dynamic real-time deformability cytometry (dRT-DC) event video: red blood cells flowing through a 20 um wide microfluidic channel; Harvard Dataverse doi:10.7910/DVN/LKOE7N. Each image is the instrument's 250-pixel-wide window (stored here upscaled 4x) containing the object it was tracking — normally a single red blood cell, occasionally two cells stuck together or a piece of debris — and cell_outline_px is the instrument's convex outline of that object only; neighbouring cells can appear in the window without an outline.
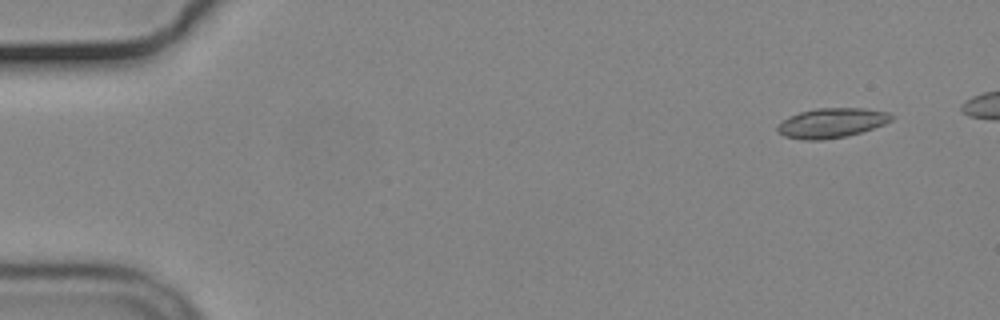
{"species": "common noctule bat (a hibernating species)", "species_latin": "Nyctalus noctula", "temperature_condition": "cold", "stored_images_in_passage": 50, "camera_frame_rate_fps": 3000, "um_per_image_px": 0.085, "animal": {"sex": "male", "body_mass_g": 19.2, "forearm_length_mm": 51.8}, "frame": {"image": 1, "passage_image": 4, "time_ms": 1.0, "image_size_px": [1000, 320], "cell_outline_px": [[896, 116], [892, 120], [884, 124], [848, 136], [824, 140], [804, 140], [784, 136], [776, 132], [776, 128], [788, 116], [800, 112], [816, 108], [864, 108], [888, 112]], "centroid_in_image_um": [70.69, 10.45], "position_along_channel_um": 14.3, "area_um2": 19.83}}
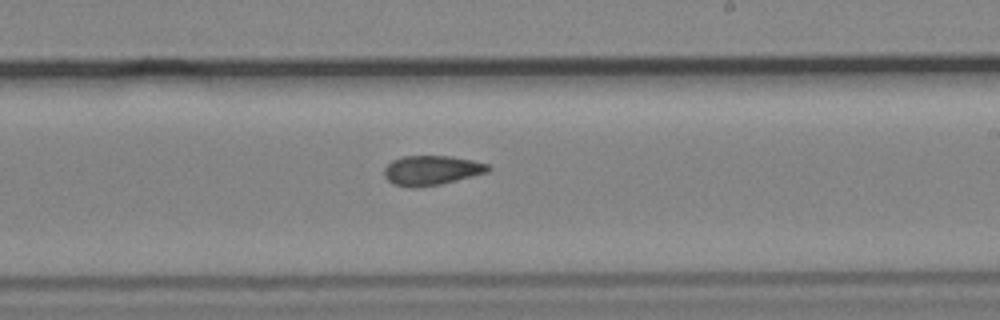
{"frame": {"image": 2, "passage_image": 33, "time_ms": 10.667, "image_size_px": [1000, 320], "cell_outline_px": [[492, 168], [488, 172], [440, 184], [416, 188], [412, 188], [392, 184], [384, 176], [384, 168], [392, 160], [404, 156], [452, 156], [472, 160], [488, 164]], "centroid_in_image_um": [36.67, 14.48], "position_along_channel_um": 252.3, "area_um2": 17.98}}
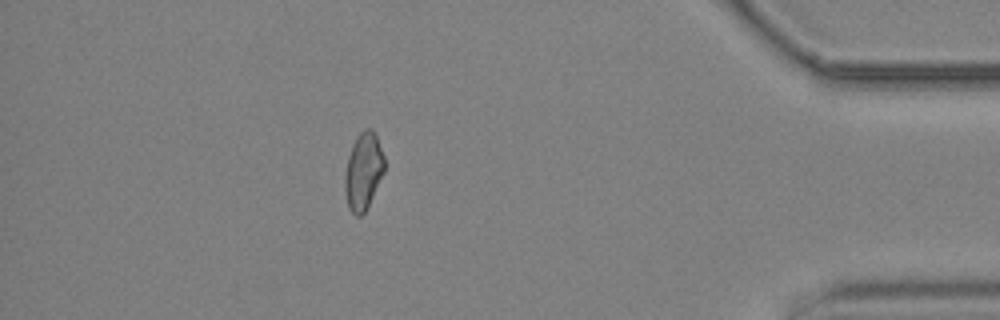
{"frame": {"image": 3, "passage_image": 49, "time_ms": 16.0, "image_size_px": [1000, 320], "cell_outline_px": [[384, 172], [364, 212], [360, 216], [356, 216], [348, 208], [344, 192], [344, 176], [348, 156], [352, 144], [356, 136], [364, 128], [372, 128], [376, 136], [384, 156]], "centroid_in_image_um": [30.86, 14.53], "position_along_channel_um": 404.3, "area_um2": 17.74}}